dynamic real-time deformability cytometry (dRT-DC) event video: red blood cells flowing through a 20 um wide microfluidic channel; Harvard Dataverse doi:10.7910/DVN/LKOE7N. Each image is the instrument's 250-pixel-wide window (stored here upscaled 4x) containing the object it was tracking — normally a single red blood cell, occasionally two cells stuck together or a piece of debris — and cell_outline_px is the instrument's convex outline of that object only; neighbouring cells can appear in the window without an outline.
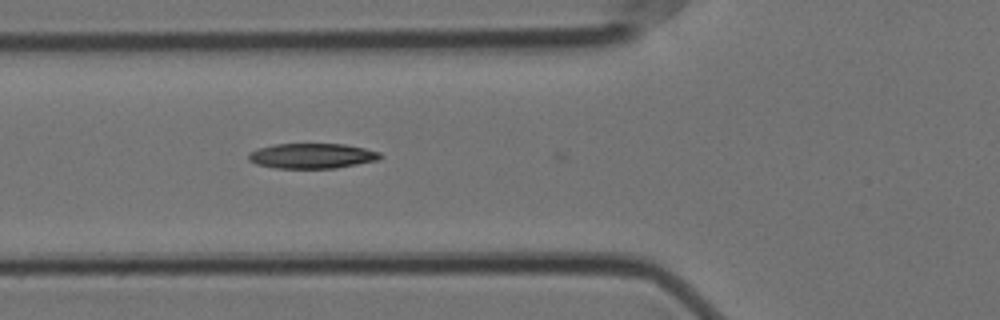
{"species": "Egyptian fruit bat (a non-hibernating species)", "species_latin": "Rousettus aegyptiacus", "temperature_condition": "cold", "stored_images_in_passage": 5, "camera_frame_rate_fps": 3000, "um_per_image_px": 0.085, "animal": {"sex": "female"}, "frame": {"image": 1, "passage_image": 4, "time_ms": 1.0, "image_size_px": [1000, 320], "cell_outline_px": [[380, 160], [336, 168], [276, 168], [256, 164], [248, 160], [248, 152], [256, 148], [276, 144], [344, 144], [364, 148], [380, 152]], "centroid_in_image_um": [26.49, 13.25], "position_along_channel_um": 99.3, "area_um2": 19.36}}